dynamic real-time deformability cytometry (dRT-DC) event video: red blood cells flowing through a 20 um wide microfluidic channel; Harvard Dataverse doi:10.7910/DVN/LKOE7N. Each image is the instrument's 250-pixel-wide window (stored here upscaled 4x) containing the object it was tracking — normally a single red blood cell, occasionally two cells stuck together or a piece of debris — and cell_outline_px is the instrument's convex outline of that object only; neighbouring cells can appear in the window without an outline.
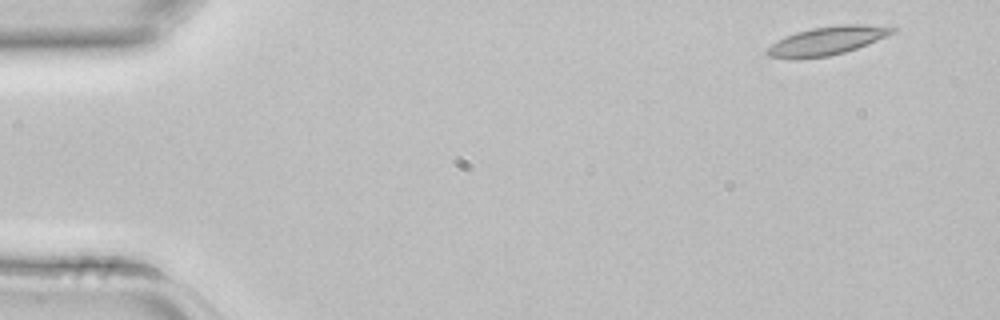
{"species": "common noctule bat (a hibernating species)", "species_latin": "Nyctalus noctula", "temperature_condition": "room temperature", "stored_images_in_passage": 3, "camera_frame_rate_fps": 3000, "um_per_image_px": 0.085, "animal": {"sex": "female", "body_mass_g": 22.7, "forearm_length_mm": 54.2}, "frame": {"image": 1, "passage_image": 1, "time_ms": 0.0, "image_size_px": [1000, 320], "cell_outline_px": [[900, 28], [896, 32], [856, 48], [844, 52], [828, 56], [796, 60], [788, 60], [768, 56], [764, 52], [764, 48], [796, 32], [812, 28], [840, 24], [896, 24]], "centroid_in_image_um": [70.37, 3.45], "position_along_channel_um": 14.6, "area_um2": 21.39}}
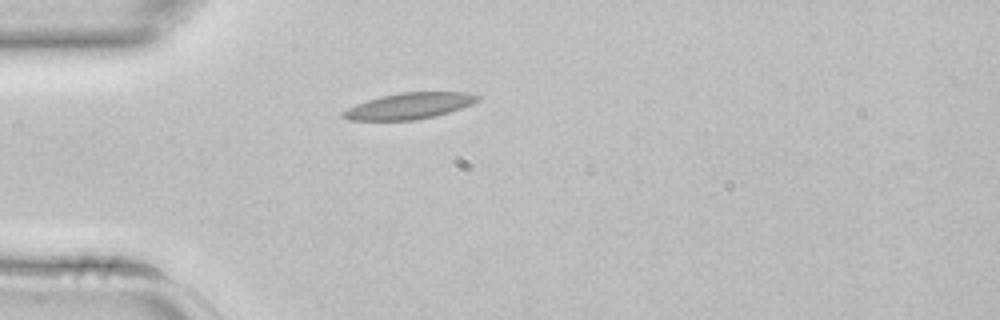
{"frame": {"image": 2, "passage_image": 3, "time_ms": 0.667, "image_size_px": [1000, 320], "cell_outline_px": [[480, 100], [472, 104], [436, 116], [416, 120], [348, 120], [340, 116], [340, 112], [356, 104], [380, 96], [400, 92], [464, 92], [480, 96]], "centroid_in_image_um": [34.76, 9.0], "position_along_channel_um": 50.2, "area_um2": 20.52}}